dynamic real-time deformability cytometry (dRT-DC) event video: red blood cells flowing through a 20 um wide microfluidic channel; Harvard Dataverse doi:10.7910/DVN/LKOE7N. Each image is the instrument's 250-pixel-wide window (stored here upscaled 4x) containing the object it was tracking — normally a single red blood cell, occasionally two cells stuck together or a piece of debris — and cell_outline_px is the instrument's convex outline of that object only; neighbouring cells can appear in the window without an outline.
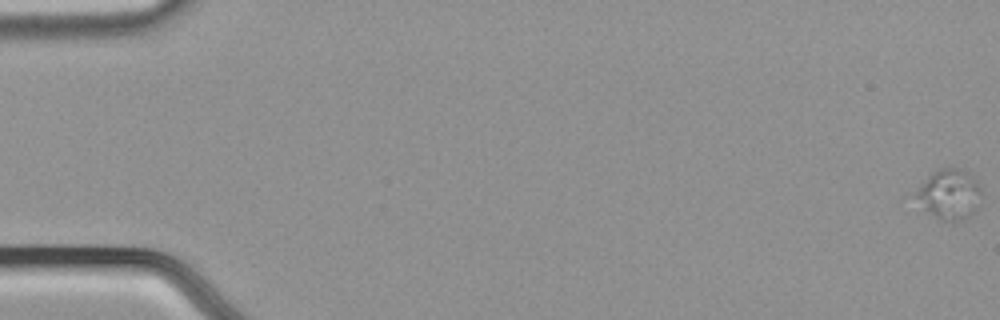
{"species": "common noctule bat (a hibernating species)", "species_latin": "Nyctalus noctula", "temperature_condition": "cold", "stored_images_in_passage": 60, "segment_of_instrument_passage": [1, 2], "camera_frame_rate_fps": 3000, "um_per_image_px": 0.085, "animal": {"sex": "male", "body_mass_g": 21.5, "forearm_length_mm": 52.0}, "frame": {"image": 1, "passage_image": 1, "time_ms": 0.0, "image_size_px": [1000, 320], "cell_outline_px": [[980, 208], [968, 216], [952, 224], [940, 220], [924, 208], [912, 192], [932, 172], [940, 168], [960, 168], [968, 172], [976, 180], [980, 188]], "centroid_in_image_um": [80.7, 16.52], "position_along_channel_um": 4.3, "area_um2": 19.42}}
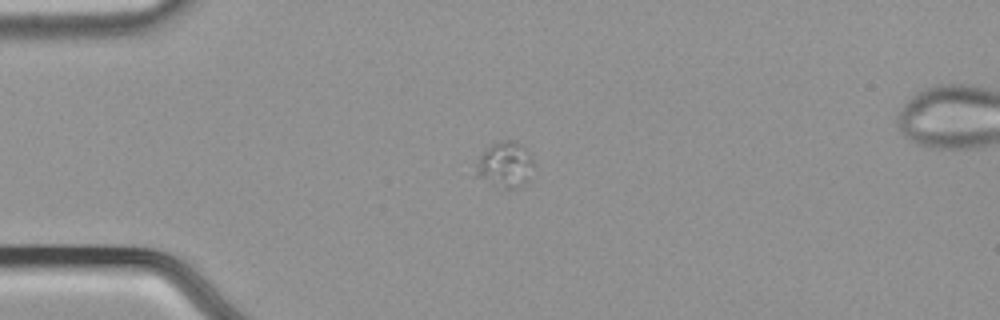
{"frame": {"image": 2, "passage_image": 17, "time_ms": 5.333, "image_size_px": [1000, 320], "cell_outline_px": [[532, 164], [528, 180], [524, 184], [516, 188], [504, 188], [476, 176], [476, 160], [492, 144], [500, 140], [516, 140], [532, 160]], "centroid_in_image_um": [42.9, 13.99], "position_along_channel_um": 42.1, "area_um2": 14.8}}
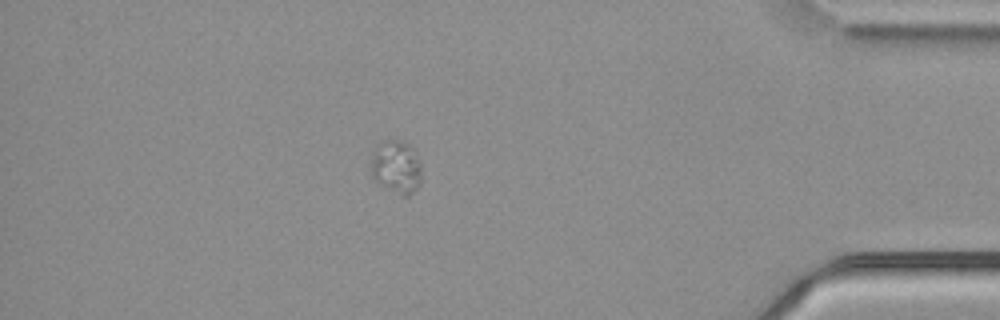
{"frame": {"image": 3, "passage_image": 52, "time_ms": 17.0, "image_size_px": [1000, 320], "cell_outline_px": [[420, 184], [408, 196], [404, 196], [380, 184], [372, 176], [368, 164], [372, 156], [380, 144], [384, 140], [400, 140], [408, 144], [412, 148], [420, 164]], "centroid_in_image_um": [33.66, 14.19], "position_along_channel_um": 401.5, "area_um2": 15.37}}